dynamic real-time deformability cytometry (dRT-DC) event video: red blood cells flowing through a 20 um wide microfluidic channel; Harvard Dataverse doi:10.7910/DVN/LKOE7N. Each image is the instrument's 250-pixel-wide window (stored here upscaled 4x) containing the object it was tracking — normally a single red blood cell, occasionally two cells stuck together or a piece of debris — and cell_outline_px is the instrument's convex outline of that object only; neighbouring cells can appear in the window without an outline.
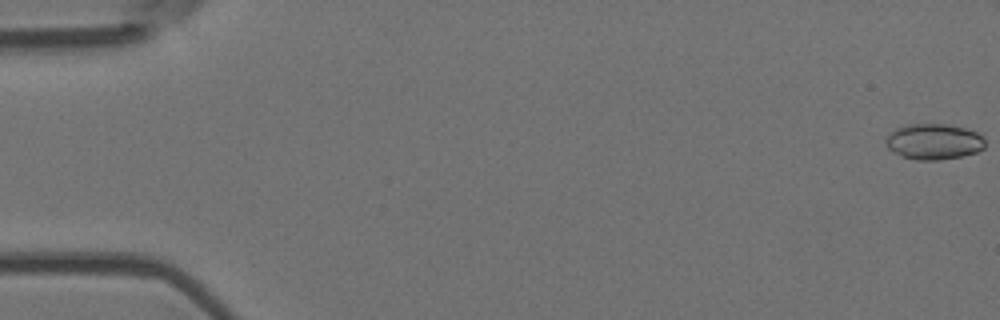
{"species": "Egyptian fruit bat (a non-hibernating species)", "species_latin": "Rousettus aegyptiacus", "temperature_condition": "room temperature", "stored_images_in_passage": 8, "camera_frame_rate_fps": 3000, "um_per_image_px": 0.085, "animal": {"sex": "female"}, "frame": {"image": 1, "passage_image": 1, "time_ms": 0.0, "image_size_px": [1000, 320], "cell_outline_px": [[984, 148], [976, 152], [960, 156], [940, 160], [916, 160], [900, 156], [888, 148], [884, 140], [896, 128], [908, 124], [948, 124], [968, 128], [984, 136]], "centroid_in_image_um": [79.38, 12.03], "position_along_channel_um": 5.6, "area_um2": 20.81}}
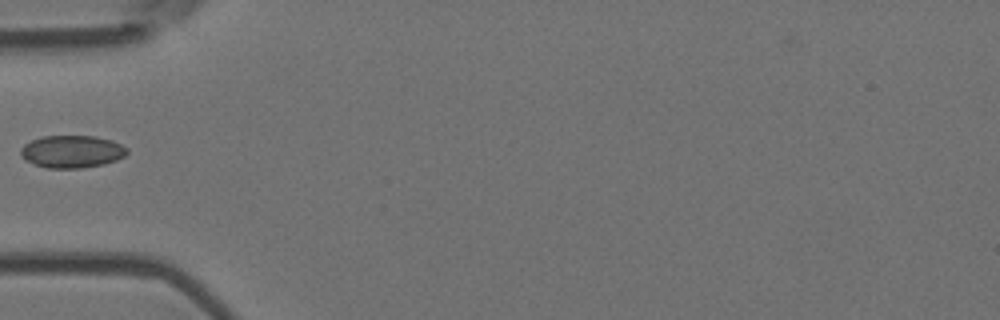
{"frame": {"image": 2, "passage_image": 6, "time_ms": 1.667, "image_size_px": [1000, 320], "cell_outline_px": [[128, 152], [124, 156], [116, 160], [104, 164], [84, 168], [48, 168], [24, 160], [20, 156], [20, 148], [24, 144], [32, 140], [44, 136], [96, 136], [112, 140], [128, 148]], "centroid_in_image_um": [6.11, 12.88], "position_along_channel_um": 78.9, "area_um2": 20.23}}
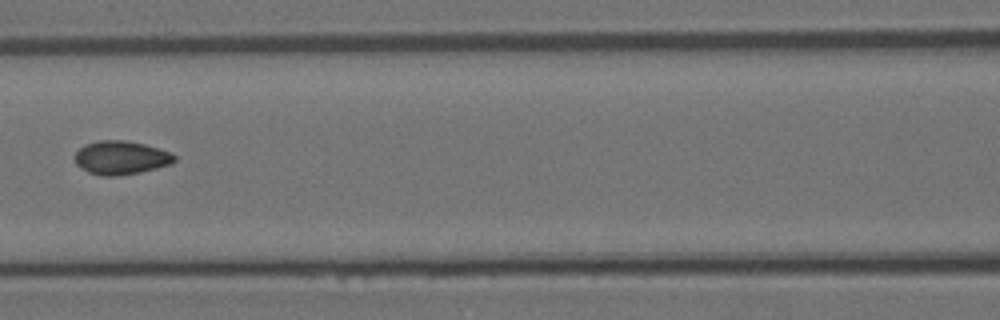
{"frame": {"image": 3, "passage_image": 8, "time_ms": 2.333, "image_size_px": [1000, 320], "cell_outline_px": [[176, 160], [172, 164], [140, 172], [116, 176], [100, 176], [88, 172], [76, 164], [76, 152], [84, 144], [96, 140], [124, 140], [144, 144], [172, 152], [176, 156]], "centroid_in_image_um": [10.3, 13.4], "position_along_channel_um": 156.3, "area_um2": 19.59}}